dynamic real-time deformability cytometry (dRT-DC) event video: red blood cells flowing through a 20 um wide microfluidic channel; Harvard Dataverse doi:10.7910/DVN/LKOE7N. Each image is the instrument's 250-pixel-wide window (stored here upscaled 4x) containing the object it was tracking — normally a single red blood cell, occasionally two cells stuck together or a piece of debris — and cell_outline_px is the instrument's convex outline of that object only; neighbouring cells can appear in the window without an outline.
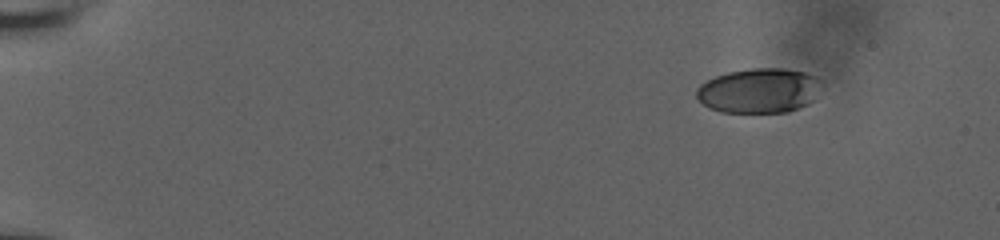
{"species": "human", "species_latin": "Homo sapiens", "temperature_condition": "room temperature", "stored_images_in_passage": 51, "camera_frame_rate_fps": 3000, "um_per_image_px": 0.085, "donor": {"sex": "male"}, "frame": {"image": 1, "passage_image": 1, "time_ms": 0.0, "image_size_px": [1000, 240], "cell_outline_px": [[820, 80], [812, 100], [808, 104], [788, 112], [720, 112], [708, 108], [696, 96], [696, 88], [700, 84], [716, 76], [728, 72], [752, 68], [784, 68], [804, 72], [816, 76]], "centroid_in_image_um": [64.47, 7.7], "position_along_channel_um": 20.5, "area_um2": 32.37}}
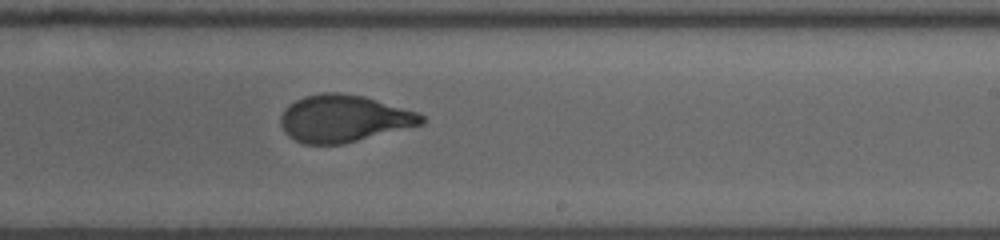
{"frame": {"image": 2, "passage_image": 31, "time_ms": 10.0, "image_size_px": [1000, 240], "cell_outline_px": [[424, 124], [344, 144], [304, 144], [288, 136], [284, 132], [280, 124], [280, 116], [284, 108], [288, 104], [304, 96], [320, 92], [340, 92], [364, 96], [416, 112], [424, 116]], "centroid_in_image_um": [29.18, 10.07], "position_along_channel_um": 259.8, "area_um2": 38.84}}
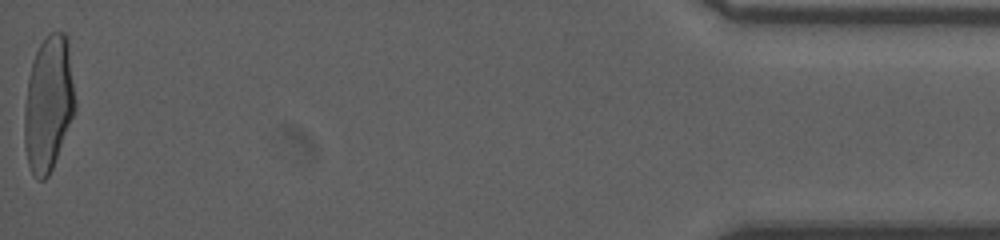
{"frame": {"image": 3, "passage_image": 51, "time_ms": 16.667, "image_size_px": [1000, 240], "cell_outline_px": [[76, 112], [52, 168], [48, 176], [44, 180], [36, 180], [28, 164], [24, 144], [24, 108], [28, 80], [32, 60], [40, 44], [48, 32], [64, 32], [68, 36], [76, 100]], "centroid_in_image_um": [4.14, 8.79], "position_along_channel_um": 431.1, "area_um2": 40.63}, "authors_computed_cell_mechanics": {"area_um2": 38.437, "velocity_mm_per_s": 3.853, "shape_relaxation_time_tau1_ms": 5.0057, "shape_relaxation_time_tau2_ms": null, "deformation_change_tau1": 0.2012, "deformation_change_tau2": null}}